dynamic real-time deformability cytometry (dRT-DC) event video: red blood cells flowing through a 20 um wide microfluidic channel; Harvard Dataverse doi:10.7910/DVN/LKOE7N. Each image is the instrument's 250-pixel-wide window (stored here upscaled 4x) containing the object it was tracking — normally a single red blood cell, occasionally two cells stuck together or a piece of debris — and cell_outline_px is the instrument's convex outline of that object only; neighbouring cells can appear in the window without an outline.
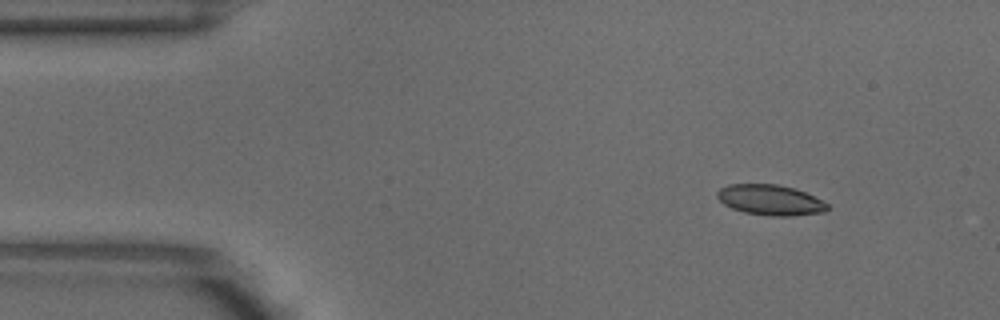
{"species": "common noctule bat (a hibernating species)", "species_latin": "Nyctalus noctula", "temperature_condition": "warm", "stored_images_in_passage": 4, "segment_of_instrument_passage": [1, 2], "camera_frame_rate_fps": 3000, "um_per_image_px": 0.085, "animal": {"sex": "male", "body_mass_g": 18.8}, "frame": {"image": 1, "passage_image": 1, "time_ms": 0.0, "image_size_px": [1000, 320], "cell_outline_px": [[828, 212], [792, 216], [772, 216], [744, 212], [732, 208], [724, 204], [716, 196], [716, 192], [720, 188], [728, 184], [776, 184], [792, 188], [804, 192], [828, 204]], "centroid_in_image_um": [65.46, 17.0], "position_along_channel_um": 19.5, "area_um2": 19.48}}
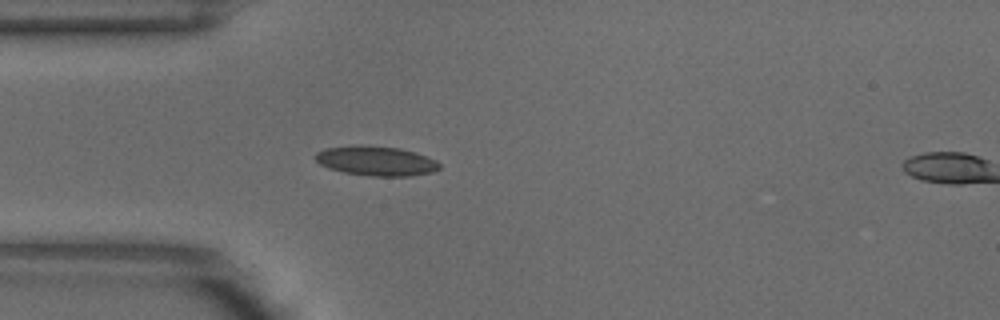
{"frame": {"image": 2, "passage_image": 3, "time_ms": 0.667, "image_size_px": [1000, 320], "cell_outline_px": [[440, 168], [432, 172], [412, 176], [368, 176], [344, 172], [328, 168], [320, 164], [312, 156], [316, 152], [324, 148], [400, 148], [416, 152], [436, 160], [440, 164]], "centroid_in_image_um": [32.01, 13.73], "position_along_channel_um": 53.0, "area_um2": 20.63}}